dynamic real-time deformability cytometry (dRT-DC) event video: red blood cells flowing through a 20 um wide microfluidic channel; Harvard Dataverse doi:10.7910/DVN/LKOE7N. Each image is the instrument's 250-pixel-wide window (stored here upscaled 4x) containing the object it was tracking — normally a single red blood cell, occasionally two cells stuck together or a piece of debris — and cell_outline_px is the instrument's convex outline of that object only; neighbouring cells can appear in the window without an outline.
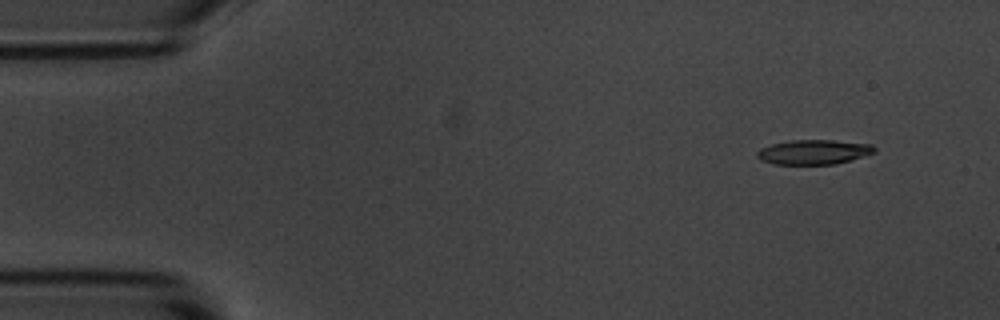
{"species": "common noctule bat (a hibernating species)", "species_latin": "Nyctalus noctula", "temperature_condition": "room temperature", "stored_images_in_passage": 3, "camera_frame_rate_fps": 3000, "um_per_image_px": 0.085, "animal": {"sex": "male", "body_mass_g": 20.1, "forearm_length_mm": 53.5}, "frame": {"image": 1, "passage_image": 1, "time_ms": 0.0, "image_size_px": [1000, 320], "cell_outline_px": [[876, 152], [836, 164], [772, 164], [760, 160], [756, 156], [756, 152], [760, 148], [772, 144], [792, 140], [832, 140], [872, 144], [876, 148]], "centroid_in_image_um": [69.15, 12.92], "position_along_channel_um": 15.9, "area_um2": 16.88}}